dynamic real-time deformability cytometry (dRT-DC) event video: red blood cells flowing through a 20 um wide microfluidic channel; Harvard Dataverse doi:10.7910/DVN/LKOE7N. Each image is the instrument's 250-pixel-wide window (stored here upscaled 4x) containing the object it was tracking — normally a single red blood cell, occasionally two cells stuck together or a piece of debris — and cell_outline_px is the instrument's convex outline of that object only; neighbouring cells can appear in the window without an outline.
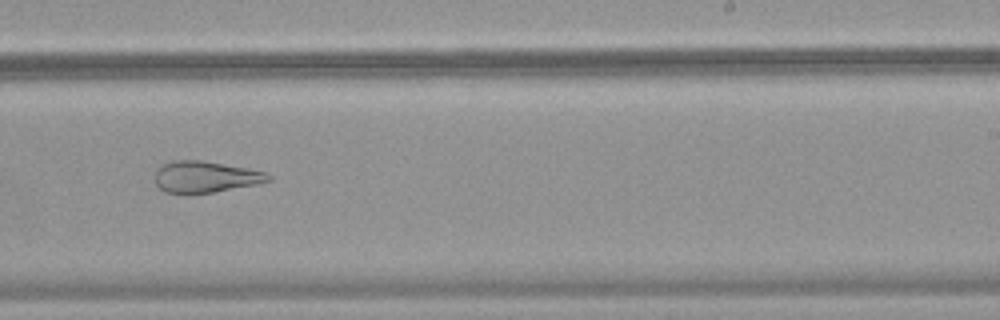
{"species": "common noctule bat (a hibernating species)", "species_latin": "Nyctalus noctula", "temperature_condition": "warm", "stored_images_in_passage": 48, "camera_frame_rate_fps": 3000, "um_per_image_px": 0.085, "animal": {"sex": "female", "body_mass_g": 18.4}, "frame": {"image": 1, "passage_image": 32, "time_ms": 10.333, "image_size_px": [1000, 320], "cell_outline_px": [[272, 180], [256, 184], [212, 192], [188, 196], [164, 192], [156, 184], [156, 172], [164, 164], [172, 160], [200, 160], [248, 168], [264, 172], [272, 176]], "centroid_in_image_um": [17.44, 15.06], "position_along_channel_um": 271.6, "area_um2": 20.92}}
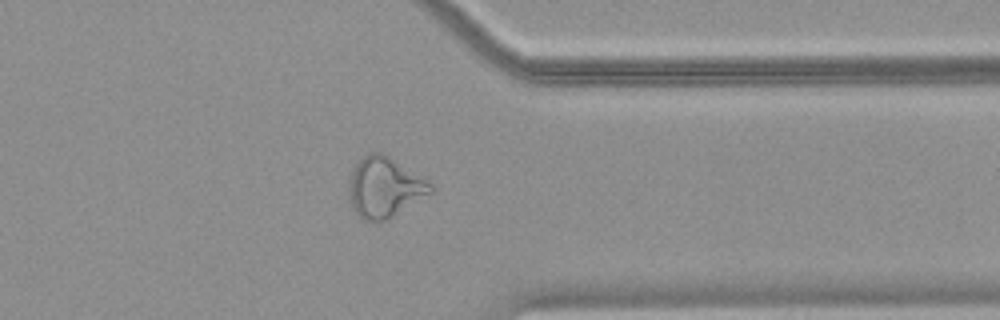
{"frame": {"image": 2, "passage_image": 40, "time_ms": 13.0, "image_size_px": [1000, 320], "cell_outline_px": [[436, 188], [432, 192], [388, 220], [364, 220], [352, 208], [348, 192], [348, 188], [352, 172], [356, 164], [368, 152], [380, 152], [388, 156], [432, 184]], "centroid_in_image_um": [32.68, 15.93], "position_along_channel_um": 378.7, "area_um2": 28.21}}
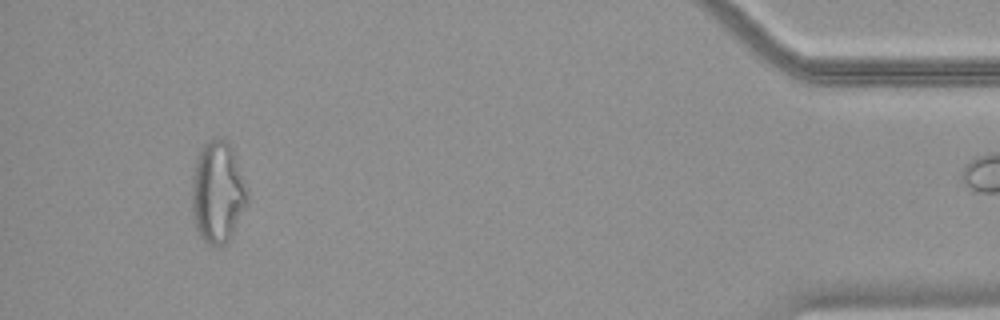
{"frame": {"image": 3, "passage_image": 47, "time_ms": 15.333, "image_size_px": [1000, 320], "cell_outline_px": [[248, 204], [228, 240], [224, 244], [216, 248], [208, 244], [200, 236], [196, 228], [192, 208], [192, 180], [196, 160], [204, 144], [208, 140], [216, 136], [224, 140], [232, 148], [248, 192]], "centroid_in_image_um": [18.5, 16.36], "position_along_channel_um": 416.7, "area_um2": 32.66}}